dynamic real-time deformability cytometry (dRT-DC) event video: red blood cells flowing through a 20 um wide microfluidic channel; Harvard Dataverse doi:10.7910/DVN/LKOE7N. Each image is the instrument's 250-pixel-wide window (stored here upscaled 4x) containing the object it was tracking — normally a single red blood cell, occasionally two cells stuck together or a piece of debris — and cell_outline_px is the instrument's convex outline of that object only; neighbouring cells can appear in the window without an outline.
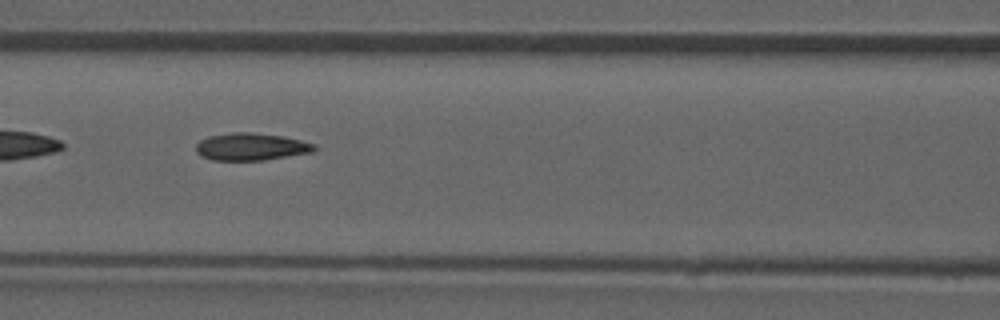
{"species": "common noctule bat (a hibernating species)", "species_latin": "Nyctalus noctula", "temperature_condition": "room temperature", "stored_images_in_passage": 33, "camera_frame_rate_fps": 3000, "um_per_image_px": 0.085, "animal": {"sex": "male", "forearm_length_mm": 52.5}, "frame": {"image": 1, "passage_image": 6, "time_ms": 1.667, "image_size_px": [1000, 320], "cell_outline_px": [[316, 148], [312, 152], [264, 160], [212, 160], [200, 156], [196, 152], [196, 144], [200, 140], [208, 136], [232, 132], [248, 132], [284, 136], [316, 144]], "centroid_in_image_um": [21.31, 12.47], "position_along_channel_um": 145.3, "area_um2": 18.9}}